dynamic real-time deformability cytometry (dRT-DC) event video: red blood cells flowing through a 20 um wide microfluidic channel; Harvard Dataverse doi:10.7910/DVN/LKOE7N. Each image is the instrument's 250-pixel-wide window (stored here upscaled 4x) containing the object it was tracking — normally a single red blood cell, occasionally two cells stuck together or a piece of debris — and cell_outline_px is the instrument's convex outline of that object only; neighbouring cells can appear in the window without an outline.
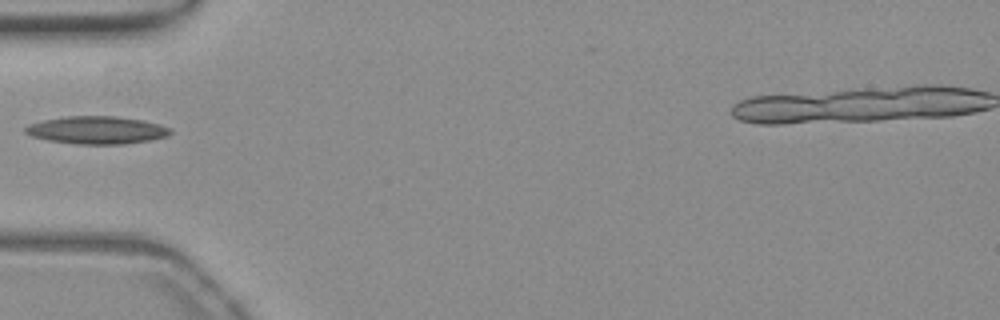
{"species": "common noctule bat (a hibernating species)", "species_latin": "Nyctalus noctula", "temperature_condition": "warm", "stored_images_in_passage": 14, "camera_frame_rate_fps": 3000, "um_per_image_px": 0.085, "animal": {"sex": "female", "body_mass_g": 19.3, "forearm_length_mm": 54.1}, "frame": {"image": 1, "passage_image": 1, "time_ms": 0.0, "image_size_px": [1000, 320], "cell_outline_px": [[172, 132], [168, 136], [148, 140], [124, 144], [76, 144], [48, 140], [32, 136], [24, 132], [24, 128], [28, 124], [44, 120], [68, 116], [116, 116], [144, 120], [160, 124], [172, 128]], "centroid_in_image_um": [8.25, 11.05], "position_along_channel_um": 76.8, "area_um2": 23.47}}
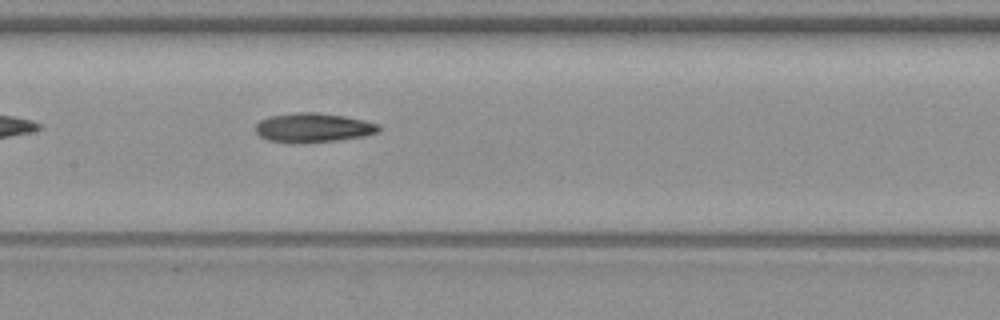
{"frame": {"image": 2, "passage_image": 9, "time_ms": 2.667, "image_size_px": [1000, 320], "cell_outline_px": [[380, 132], [360, 136], [336, 140], [304, 144], [296, 144], [268, 140], [260, 136], [256, 132], [256, 124], [260, 120], [268, 116], [296, 112], [320, 112], [344, 116], [364, 120], [376, 124], [380, 128]], "centroid_in_image_um": [26.57, 10.85], "position_along_channel_um": 180.8, "area_um2": 21.15}}
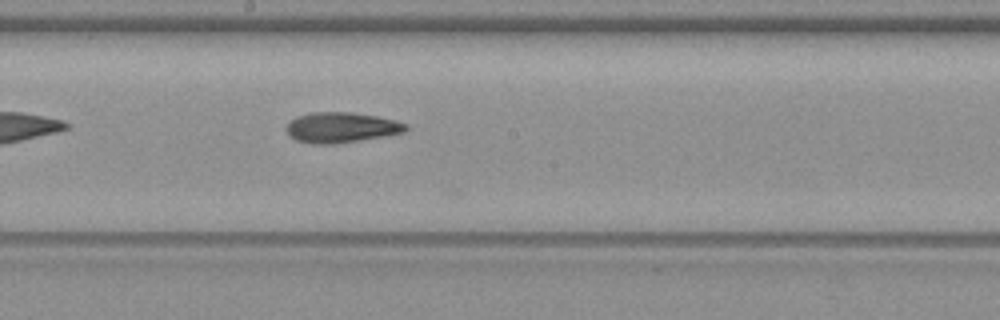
{"frame": {"image": 3, "passage_image": 12, "time_ms": 3.667, "image_size_px": [1000, 320], "cell_outline_px": [[408, 128], [404, 132], [332, 144], [312, 144], [296, 140], [284, 128], [296, 116], [312, 112], [352, 112], [376, 116], [408, 124]], "centroid_in_image_um": [28.97, 10.82], "position_along_channel_um": 219.2, "area_um2": 20.75}}